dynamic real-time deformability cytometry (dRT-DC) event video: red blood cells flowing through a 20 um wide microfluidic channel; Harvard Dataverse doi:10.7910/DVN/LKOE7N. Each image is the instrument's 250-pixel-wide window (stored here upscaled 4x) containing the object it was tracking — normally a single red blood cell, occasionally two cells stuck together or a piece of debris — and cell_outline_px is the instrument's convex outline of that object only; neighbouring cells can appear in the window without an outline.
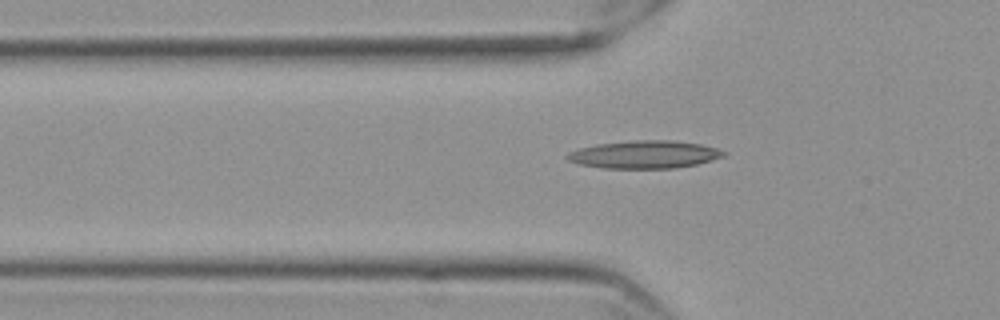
{"species": "Egyptian fruit bat (a non-hibernating species)", "species_latin": "Rousettus aegyptiacus", "temperature_condition": "cold", "stored_images_in_passage": 43, "segment_of_instrument_passage": [1, 2], "camera_frame_rate_fps": 3000, "um_per_image_px": 0.085, "frame": {"image": 1, "passage_image": 4, "time_ms": 1.0, "image_size_px": [1000, 320], "cell_outline_px": [[728, 152], [724, 156], [712, 160], [696, 164], [672, 168], [604, 168], [580, 164], [568, 160], [564, 156], [568, 152], [580, 148], [596, 144], [636, 140], [672, 140], [700, 144], [716, 148]], "centroid_in_image_um": [54.77, 13.13], "position_along_channel_um": 71.0, "area_um2": 25.2}}
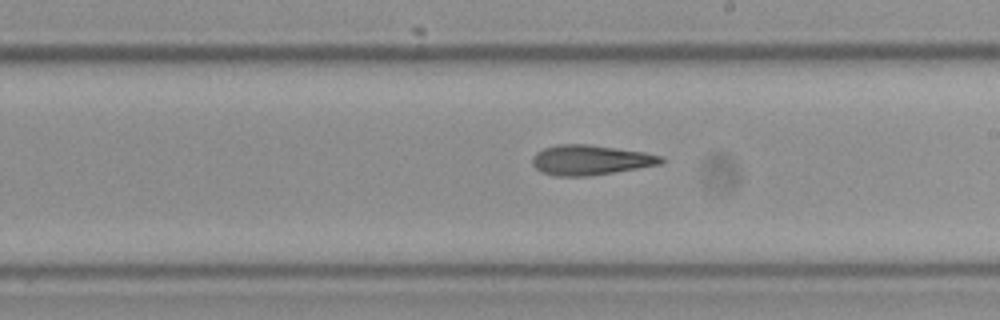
{"frame": {"image": 2, "passage_image": 18, "time_ms": 5.667, "image_size_px": [1000, 320], "cell_outline_px": [[664, 160], [660, 164], [588, 176], [556, 176], [540, 172], [532, 164], [532, 156], [536, 152], [544, 148], [556, 144], [588, 144], [644, 152], [664, 156]], "centroid_in_image_um": [50.14, 13.59], "position_along_channel_um": 238.9, "area_um2": 22.43}}
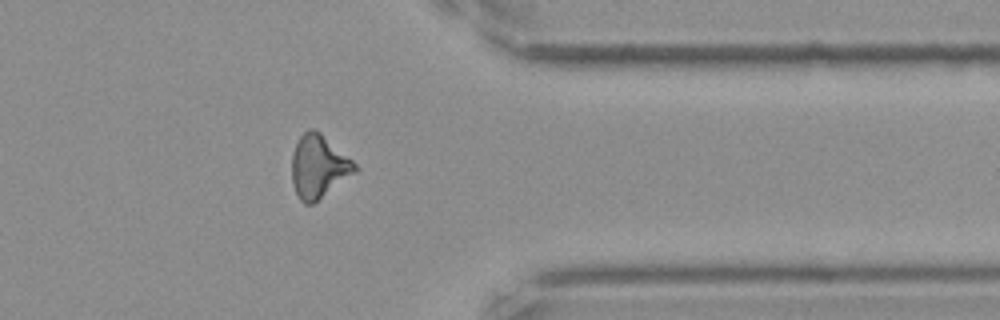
{"frame": {"image": 3, "passage_image": 31, "time_ms": 10.0, "image_size_px": [1000, 320], "cell_outline_px": [[360, 168], [356, 172], [312, 204], [304, 204], [300, 200], [292, 184], [292, 156], [296, 144], [300, 136], [308, 128], [316, 128], [352, 160]], "centroid_in_image_um": [27.08, 14.14], "position_along_channel_um": 384.3, "area_um2": 23.06}}